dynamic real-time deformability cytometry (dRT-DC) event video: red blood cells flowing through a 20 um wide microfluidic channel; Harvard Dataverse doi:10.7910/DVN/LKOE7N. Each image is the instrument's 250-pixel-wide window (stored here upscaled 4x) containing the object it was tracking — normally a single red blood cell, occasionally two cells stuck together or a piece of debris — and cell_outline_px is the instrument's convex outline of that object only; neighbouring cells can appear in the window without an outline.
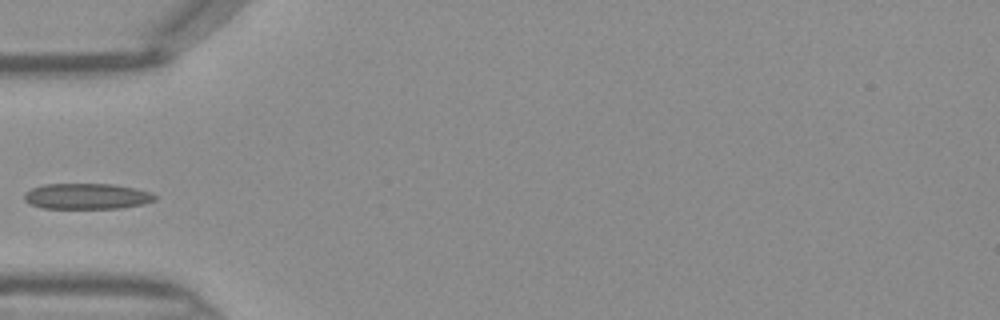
{"species": "Egyptian fruit bat (a non-hibernating species)", "species_latin": "Rousettus aegyptiacus", "temperature_condition": "warm", "stored_images_in_passage": 32, "camera_frame_rate_fps": 3000, "um_per_image_px": 0.085, "frame": {"image": 1, "passage_image": 1, "time_ms": 0.0, "image_size_px": [1000, 320], "cell_outline_px": [[156, 200], [144, 204], [120, 208], [40, 208], [28, 204], [24, 200], [24, 196], [32, 188], [44, 184], [112, 184], [136, 188], [152, 192], [156, 196]], "centroid_in_image_um": [7.4, 16.68], "position_along_channel_um": 77.6, "area_um2": 19.71}}
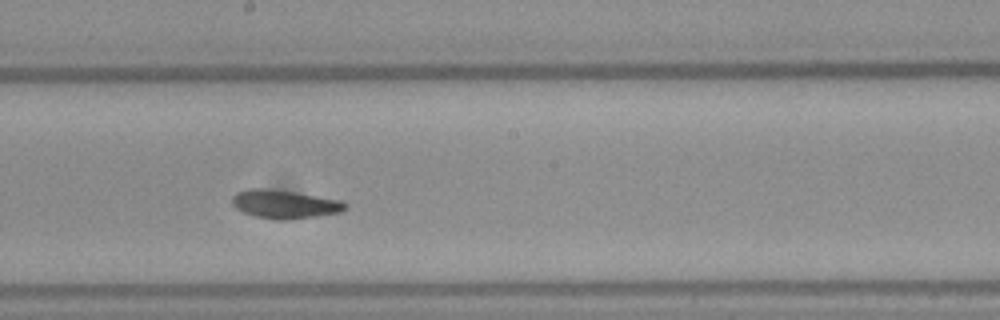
{"frame": {"image": 2, "passage_image": 11, "time_ms": 3.333, "image_size_px": [1000, 320], "cell_outline_px": [[348, 208], [344, 212], [288, 220], [280, 220], [252, 216], [236, 208], [232, 204], [232, 196], [236, 192], [248, 188], [264, 188], [292, 192], [340, 200], [348, 204]], "centroid_in_image_um": [24.19, 17.36], "position_along_channel_um": 224.0, "area_um2": 18.84}}
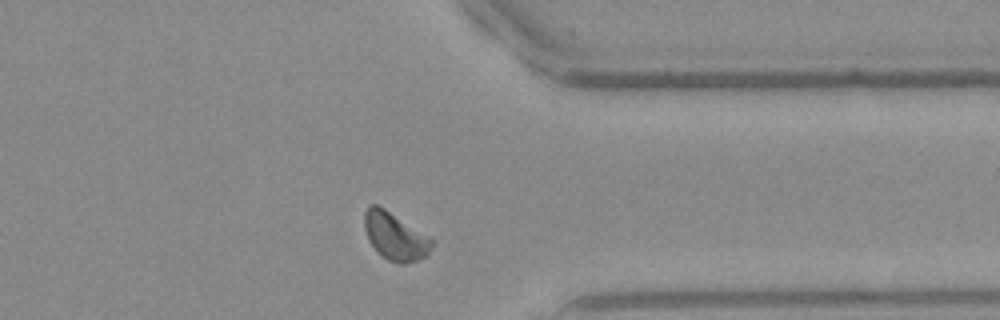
{"frame": {"image": 3, "passage_image": 22, "time_ms": 7.0, "image_size_px": [1000, 320], "cell_outline_px": [[432, 248], [424, 256], [416, 260], [404, 264], [400, 264], [388, 260], [380, 256], [376, 252], [368, 240], [364, 228], [364, 212], [368, 204], [376, 204], [384, 208], [428, 236], [432, 240]], "centroid_in_image_um": [33.52, 20.08], "position_along_channel_um": 377.9, "area_um2": 18.61}}